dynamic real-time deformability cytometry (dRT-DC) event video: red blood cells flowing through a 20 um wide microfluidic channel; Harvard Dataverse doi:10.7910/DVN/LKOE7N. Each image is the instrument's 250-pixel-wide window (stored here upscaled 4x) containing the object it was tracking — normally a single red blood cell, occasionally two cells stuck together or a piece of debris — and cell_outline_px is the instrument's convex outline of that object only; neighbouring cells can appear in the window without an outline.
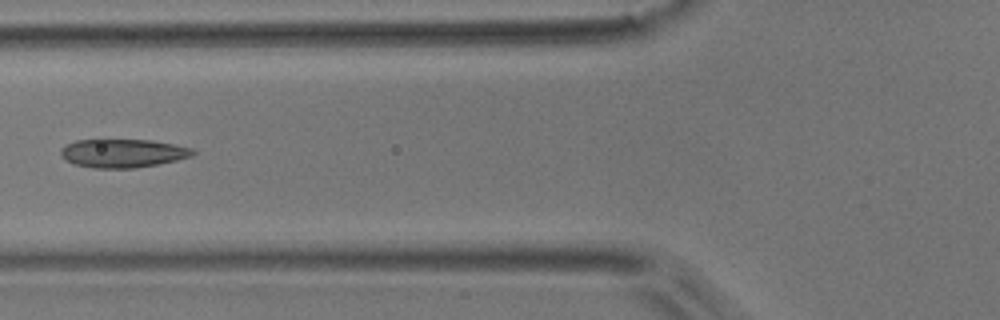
{"species": "common noctule bat (a hibernating species)", "species_latin": "Nyctalus noctula", "temperature_condition": "room temperature", "stored_images_in_passage": 6, "camera_frame_rate_fps": 3000, "um_per_image_px": 0.085, "animal": {"sex": "male", "body_mass_g": 17.9}, "frame": {"image": 1, "passage_image": 6, "time_ms": 1.667, "image_size_px": [1000, 320], "cell_outline_px": [[196, 152], [192, 156], [176, 160], [136, 168], [92, 168], [76, 164], [64, 160], [60, 156], [60, 148], [64, 144], [76, 140], [152, 140], [192, 148]], "centroid_in_image_um": [10.39, 13.02], "position_along_channel_um": 115.4, "area_um2": 21.96}}